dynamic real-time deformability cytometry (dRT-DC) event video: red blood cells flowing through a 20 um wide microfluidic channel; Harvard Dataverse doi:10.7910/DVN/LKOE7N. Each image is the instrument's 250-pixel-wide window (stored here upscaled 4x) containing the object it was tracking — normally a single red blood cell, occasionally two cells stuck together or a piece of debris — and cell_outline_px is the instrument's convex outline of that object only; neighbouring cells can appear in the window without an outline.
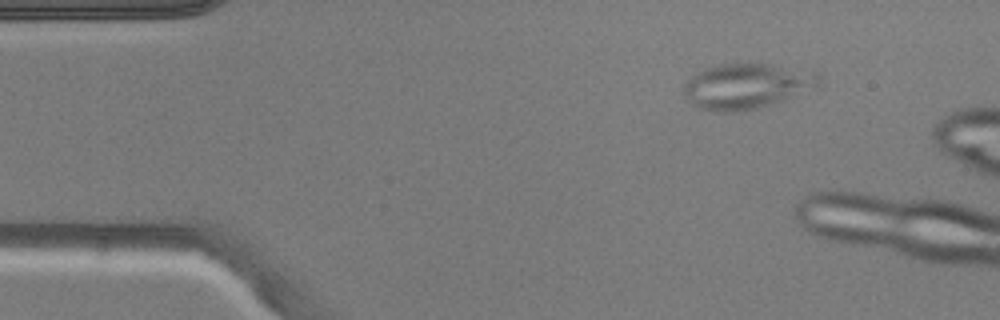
{"species": "common noctule bat (a hibernating species)", "species_latin": "Nyctalus noctula", "temperature_condition": "warm", "stored_images_in_passage": 8, "camera_frame_rate_fps": 3000, "um_per_image_px": 0.085, "animal": {"sex": "male", "body_mass_g": 20.5, "forearm_length_mm": 52.5}, "frame": {"image": 1, "passage_image": 1, "time_ms": 0.0, "image_size_px": [1000, 320], "cell_outline_px": [[820, 88], [784, 100], [756, 108], [736, 112], [712, 112], [696, 108], [684, 96], [684, 84], [696, 72], [704, 68], [720, 64], [748, 60], [772, 64], [816, 72], [820, 76]], "centroid_in_image_um": [63.48, 7.29], "position_along_channel_um": 21.5, "area_um2": 36.88}}